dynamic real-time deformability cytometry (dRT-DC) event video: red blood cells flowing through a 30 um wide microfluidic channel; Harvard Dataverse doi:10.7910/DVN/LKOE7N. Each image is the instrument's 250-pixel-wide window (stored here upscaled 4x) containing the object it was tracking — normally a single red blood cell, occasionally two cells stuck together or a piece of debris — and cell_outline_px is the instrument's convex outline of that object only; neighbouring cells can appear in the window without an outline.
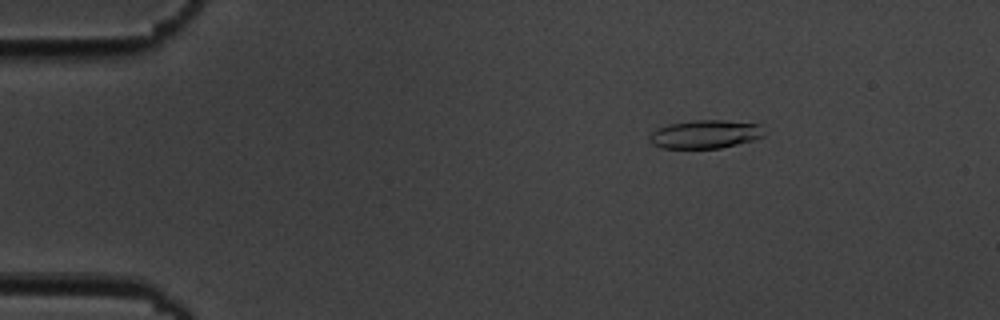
{"species": "common noctule bat (a hibernating species)", "species_latin": "Nyctalus noctula", "temperature_condition": "cold", "stored_images_in_passage": 9, "camera_frame_rate_fps": 3000, "um_per_image_px": 0.085, "animal": {"sex": "male", "body_mass_g": 19.5, "forearm_length_mm": 54.6}, "frame": {"image": 1, "passage_image": 1, "time_ms": 0.0, "image_size_px": [1000, 320], "cell_outline_px": [[764, 136], [752, 140], [720, 148], [660, 148], [652, 144], [648, 140], [648, 136], [656, 128], [668, 124], [696, 120], [724, 120], [760, 124]], "centroid_in_image_um": [59.88, 11.41], "position_along_channel_um": 25.1, "area_um2": 18.96}}
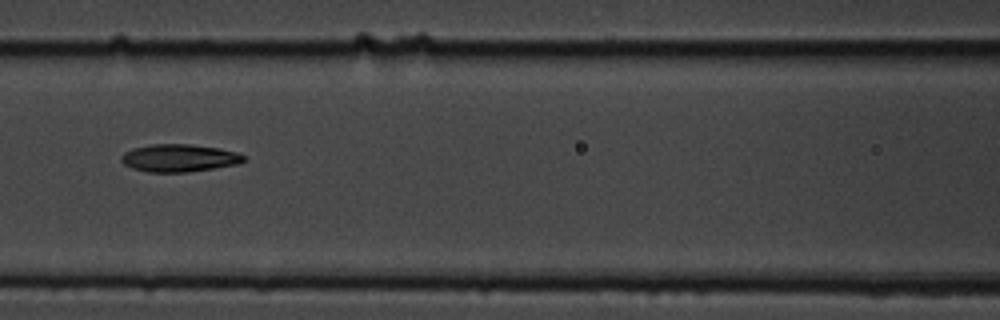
{"frame": {"image": 2, "passage_image": 6, "time_ms": 5.667, "image_size_px": [1000, 320], "cell_outline_px": [[244, 160], [240, 164], [188, 172], [148, 172], [132, 168], [124, 164], [120, 160], [120, 156], [124, 152], [132, 148], [152, 144], [188, 144], [220, 148], [236, 152], [244, 156]], "centroid_in_image_um": [15.2, 13.43], "position_along_channel_um": 151.4, "area_um2": 19.77}}
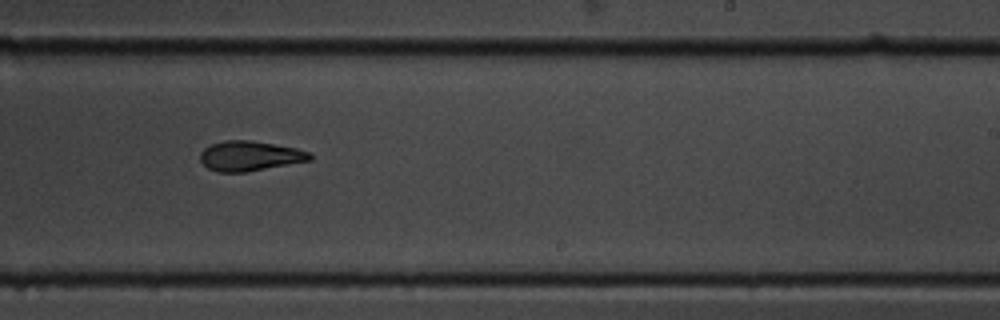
{"frame": {"image": 3, "passage_image": 9, "time_ms": 9.0, "image_size_px": [1000, 320], "cell_outline_px": [[312, 160], [248, 172], [216, 172], [208, 168], [200, 160], [200, 152], [208, 144], [224, 140], [252, 140], [296, 148], [308, 152], [312, 156]], "centroid_in_image_um": [21.2, 13.25], "position_along_channel_um": 267.8, "area_um2": 19.31}}